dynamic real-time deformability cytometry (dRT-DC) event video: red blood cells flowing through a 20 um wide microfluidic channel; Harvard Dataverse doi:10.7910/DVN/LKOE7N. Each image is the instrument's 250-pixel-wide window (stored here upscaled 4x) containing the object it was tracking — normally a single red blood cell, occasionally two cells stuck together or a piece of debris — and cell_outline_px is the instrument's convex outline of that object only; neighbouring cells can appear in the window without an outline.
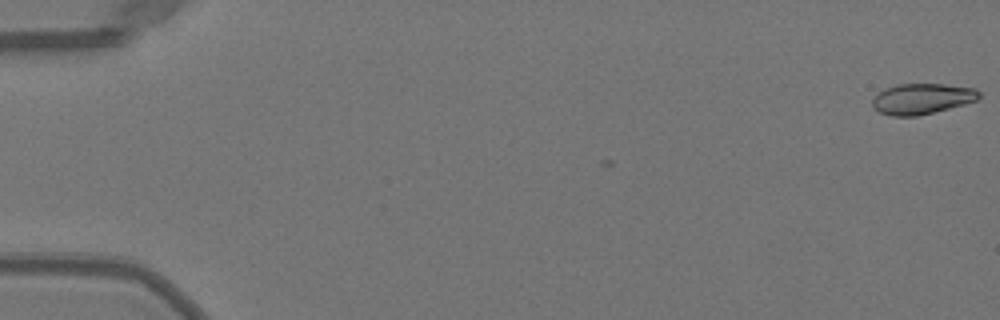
{"species": "Egyptian fruit bat (a non-hibernating species)", "species_latin": "Rousettus aegyptiacus", "temperature_condition": "warm", "stored_images_in_passage": 2, "camera_frame_rate_fps": 3000, "um_per_image_px": 0.085, "animal": {"sex": "female"}, "frame": {"image": 1, "passage_image": 2, "time_ms": 0.333, "image_size_px": [1000, 320], "cell_outline_px": [[980, 96], [976, 100], [964, 104], [916, 116], [892, 116], [880, 112], [872, 108], [872, 100], [884, 88], [896, 84], [944, 84], [976, 88], [980, 92]], "centroid_in_image_um": [78.35, 8.38], "position_along_channel_um": 6.6, "area_um2": 18.96}}